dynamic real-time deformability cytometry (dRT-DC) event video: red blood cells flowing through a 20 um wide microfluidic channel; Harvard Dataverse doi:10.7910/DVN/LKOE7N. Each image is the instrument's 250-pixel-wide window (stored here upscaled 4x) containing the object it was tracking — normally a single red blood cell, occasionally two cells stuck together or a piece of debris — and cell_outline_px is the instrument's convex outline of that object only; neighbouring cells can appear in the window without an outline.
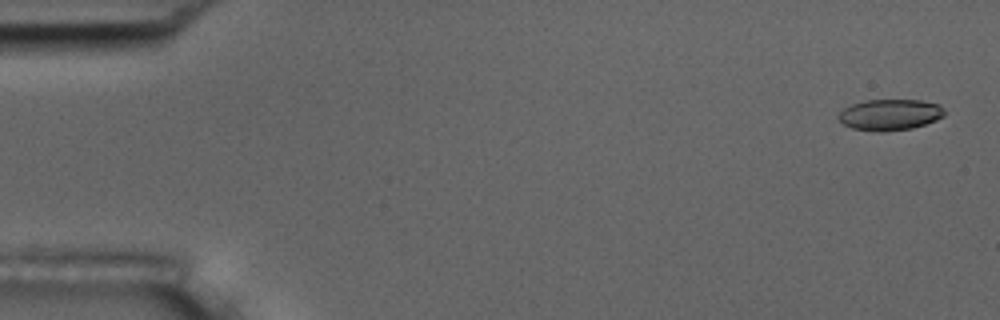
{"species": "common noctule bat (a hibernating species)", "species_latin": "Nyctalus noctula", "temperature_condition": "room temperature", "stored_images_in_passage": 12, "camera_frame_rate_fps": 3000, "um_per_image_px": 0.085, "animal": {"sex": "male", "body_mass_g": 17.5, "forearm_length_mm": 52.3}, "frame": {"image": 1, "passage_image": 2, "time_ms": 0.333, "image_size_px": [1000, 320], "cell_outline_px": [[944, 116], [936, 120], [912, 128], [880, 132], [852, 128], [844, 124], [836, 116], [844, 108], [852, 104], [864, 100], [920, 100], [940, 104], [944, 108]], "centroid_in_image_um": [75.65, 9.74], "position_along_channel_um": 9.4, "area_um2": 19.19}}